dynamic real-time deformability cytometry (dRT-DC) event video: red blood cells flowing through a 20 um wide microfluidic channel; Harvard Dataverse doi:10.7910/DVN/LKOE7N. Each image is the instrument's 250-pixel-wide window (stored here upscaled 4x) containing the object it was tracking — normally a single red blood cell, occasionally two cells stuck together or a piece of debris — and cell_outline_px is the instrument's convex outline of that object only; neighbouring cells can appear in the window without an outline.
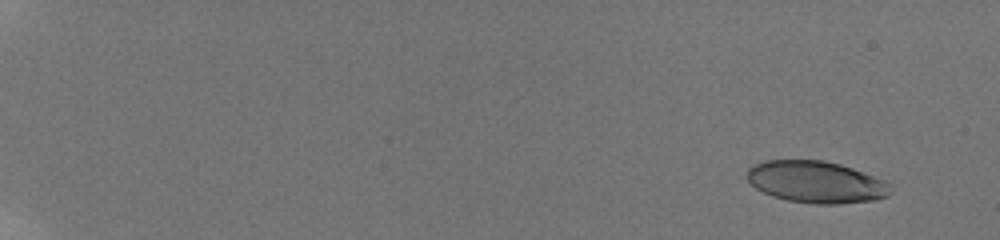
{"species": "human", "species_latin": "Homo sapiens", "temperature_condition": "room temperature", "stored_images_in_passage": 59, "camera_frame_rate_fps": 3000, "um_per_image_px": 0.085, "donor": {"sex": "male"}, "frame": {"image": 1, "passage_image": 5, "time_ms": 1.333, "image_size_px": [1000, 240], "cell_outline_px": [[892, 192], [888, 196], [872, 200], [840, 204], [812, 204], [788, 200], [772, 196], [756, 188], [748, 180], [748, 168], [752, 164], [764, 160], [824, 160], [840, 164], [852, 168], [884, 180], [892, 188]], "centroid_in_image_um": [69.36, 15.47], "position_along_channel_um": 15.6, "area_um2": 35.03}}
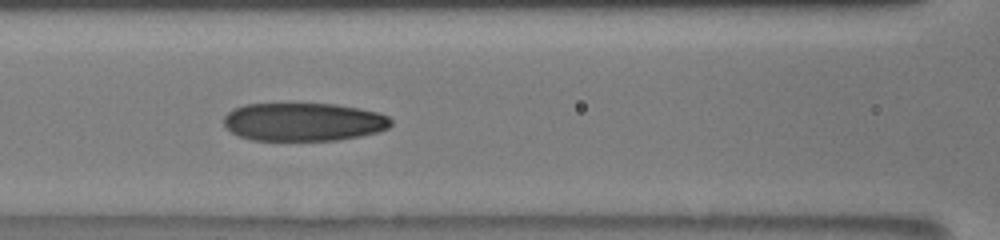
{"frame": {"image": 2, "passage_image": 31, "time_ms": 10.0, "image_size_px": [1000, 240], "cell_outline_px": [[392, 124], [388, 128], [376, 132], [360, 136], [336, 140], [252, 140], [236, 136], [224, 124], [224, 116], [232, 108], [244, 104], [336, 104], [360, 108], [376, 112], [388, 116], [392, 120]], "centroid_in_image_um": [25.78, 10.36], "position_along_channel_um": 140.8, "area_um2": 37.34}}
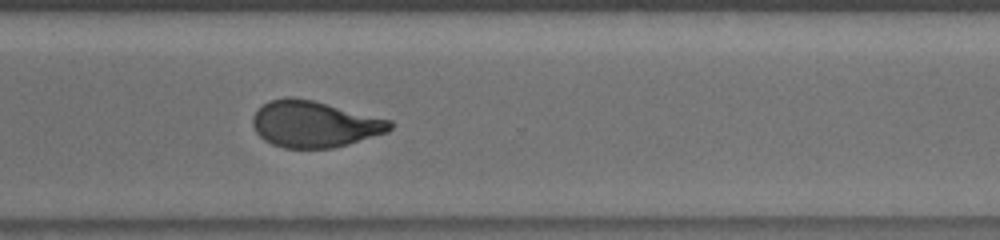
{"frame": {"image": 3, "passage_image": 47, "time_ms": 15.333, "image_size_px": [1000, 240], "cell_outline_px": [[392, 128], [388, 132], [348, 144], [332, 148], [284, 148], [272, 144], [264, 140], [256, 132], [252, 124], [252, 116], [268, 100], [288, 96], [292, 96], [312, 100], [392, 120]], "centroid_in_image_um": [26.71, 10.54], "position_along_channel_um": 343.9, "area_um2": 37.11}, "authors_computed_cell_mechanics": {"area_um2": 36.8186, "velocity_mm_per_s": 3.8173, "shape_relaxation_time_tau1_ms": 8.9579, "shape_relaxation_time_tau2_ms": 1.6941, "deformation_change_tau1": 0.2374, "deformation_change_tau2": 0.0888}}